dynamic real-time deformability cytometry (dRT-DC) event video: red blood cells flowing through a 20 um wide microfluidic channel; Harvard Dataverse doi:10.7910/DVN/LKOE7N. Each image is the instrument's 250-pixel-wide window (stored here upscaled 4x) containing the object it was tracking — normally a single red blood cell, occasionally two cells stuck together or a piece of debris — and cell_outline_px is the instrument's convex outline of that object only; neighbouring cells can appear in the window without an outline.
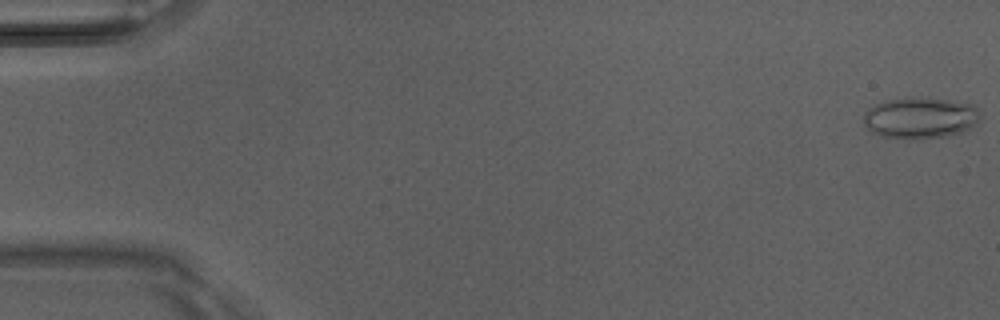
{"species": "Egyptian fruit bat (a non-hibernating species)", "species_latin": "Rousettus aegyptiacus", "temperature_condition": "room temperature", "stored_images_in_passage": 6, "camera_frame_rate_fps": 3000, "um_per_image_px": 0.085, "animal": {"sex": "male"}, "frame": {"image": 1, "passage_image": 1, "time_ms": 0.0, "image_size_px": [1000, 320], "cell_outline_px": [[980, 120], [976, 124], [960, 132], [948, 136], [916, 140], [908, 140], [884, 136], [872, 132], [864, 124], [864, 112], [868, 108], [876, 104], [888, 100], [912, 96], [928, 96], [976, 104], [980, 116]], "centroid_in_image_um": [78.25, 10.0], "position_along_channel_um": 6.7, "area_um2": 28.78}}